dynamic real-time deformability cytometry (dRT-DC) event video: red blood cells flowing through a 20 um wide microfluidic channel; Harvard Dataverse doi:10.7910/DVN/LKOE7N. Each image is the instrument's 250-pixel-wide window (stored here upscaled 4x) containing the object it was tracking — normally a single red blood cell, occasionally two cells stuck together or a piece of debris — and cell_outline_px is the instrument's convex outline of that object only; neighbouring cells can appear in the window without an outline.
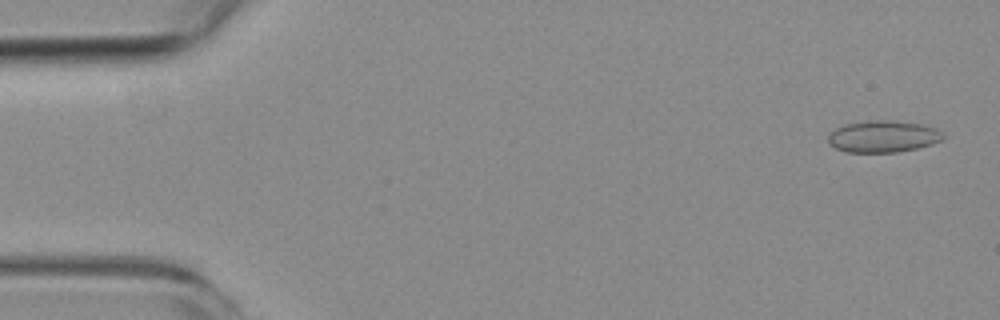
{"species": "common noctule bat (a hibernating species)", "species_latin": "Nyctalus noctula", "temperature_condition": "room temperature", "stored_images_in_passage": 6, "camera_frame_rate_fps": 3000, "um_per_image_px": 0.085, "animal": {"sex": "female", "body_mass_g": 19.3, "forearm_length_mm": 54.1}, "frame": {"image": 1, "passage_image": 1, "time_ms": 0.0, "image_size_px": [1000, 320], "cell_outline_px": [[944, 140], [932, 144], [916, 148], [896, 152], [848, 152], [836, 148], [828, 144], [828, 132], [844, 124], [868, 120], [892, 120], [920, 124], [936, 128], [944, 136]], "centroid_in_image_um": [75.03, 11.59], "position_along_channel_um": 10.0, "area_um2": 21.39}}
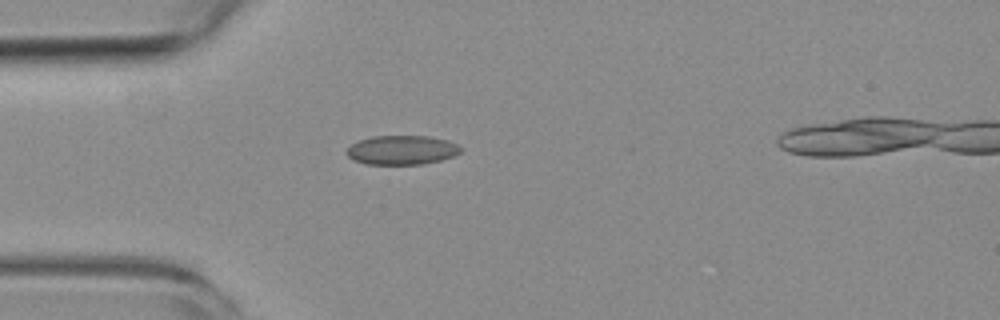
{"frame": {"image": 2, "passage_image": 5, "time_ms": 4.333, "image_size_px": [1000, 320], "cell_outline_px": [[464, 148], [460, 152], [452, 156], [440, 160], [424, 164], [364, 164], [352, 160], [344, 152], [352, 144], [360, 140], [372, 136], [428, 136], [448, 140]], "centroid_in_image_um": [34.14, 12.75], "position_along_channel_um": 50.9, "area_um2": 19.48}}